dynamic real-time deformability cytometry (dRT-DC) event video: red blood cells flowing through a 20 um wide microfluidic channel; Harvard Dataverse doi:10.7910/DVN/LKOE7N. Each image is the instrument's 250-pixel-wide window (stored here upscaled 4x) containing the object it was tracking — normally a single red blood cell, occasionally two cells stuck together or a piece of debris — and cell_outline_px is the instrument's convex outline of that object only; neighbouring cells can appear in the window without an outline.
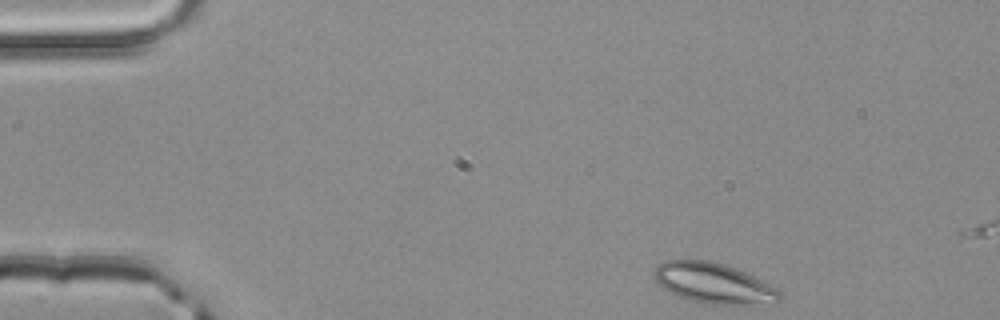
{"species": "common noctule bat (a hibernating species)", "species_latin": "Nyctalus noctula", "temperature_condition": "room temperature", "stored_images_in_passage": 7, "camera_frame_rate_fps": 3000, "um_per_image_px": 0.085, "animal": {"sex": "male", "body_mass_g": 20.4}, "frame": {"image": 1, "passage_image": 1, "time_ms": 0.0, "image_size_px": [1000, 320], "cell_outline_px": [[784, 296], [776, 304], [708, 304], [692, 300], [680, 296], [664, 288], [652, 276], [652, 272], [656, 264], [664, 260], [708, 260], [724, 264], [736, 268], [776, 288]], "centroid_in_image_um": [60.66, 24.07], "position_along_channel_um": 24.3, "area_um2": 29.54}}